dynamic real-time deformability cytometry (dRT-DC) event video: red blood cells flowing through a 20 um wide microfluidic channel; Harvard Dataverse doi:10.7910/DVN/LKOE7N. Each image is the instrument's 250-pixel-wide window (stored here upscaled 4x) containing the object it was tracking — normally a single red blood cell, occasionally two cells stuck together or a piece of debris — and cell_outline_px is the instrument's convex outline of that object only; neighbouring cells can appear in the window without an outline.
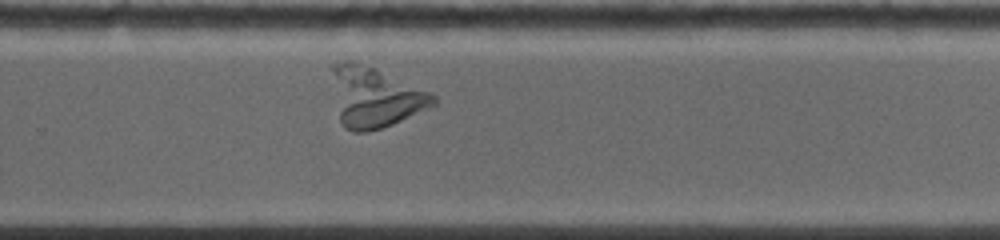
{"species": "common noctule bat (a hibernating species)", "species_latin": "Nyctalus noctula", "temperature_condition": "warm", "stored_images_in_passage": 22, "segment_of_instrument_passage": [2, 2], "camera_frame_rate_fps": 5000, "um_per_image_px": 0.085, "animal": {"sex": "female", "body_mass_g": 19.0, "forearm_length_mm": 53.3}, "frame": {"image": 1, "passage_image": 16, "time_ms": 5.8, "image_size_px": [1000, 240], "cell_outline_px": [[436, 104], [392, 124], [380, 128], [364, 132], [356, 132], [348, 128], [340, 120], [332, 68], [332, 64], [344, 60], [352, 60], [432, 92], [436, 96]], "centroid_in_image_um": [31.89, 8.25], "position_along_channel_um": 297.9, "area_um2": 34.45}}
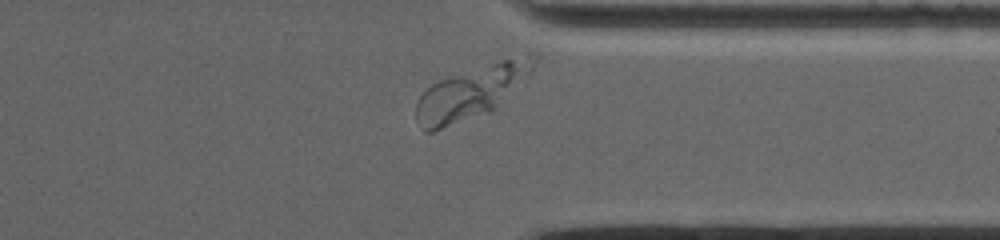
{"frame": {"image": 2, "passage_image": 20, "time_ms": 7.8, "image_size_px": [1000, 240], "cell_outline_px": [[540, 56], [532, 68], [492, 112], [432, 132], [424, 132], [416, 120], [416, 104], [420, 96], [432, 84], [448, 76], [528, 52], [540, 52]], "centroid_in_image_um": [40.06, 7.85], "position_along_channel_um": 371.3, "area_um2": 35.95}}